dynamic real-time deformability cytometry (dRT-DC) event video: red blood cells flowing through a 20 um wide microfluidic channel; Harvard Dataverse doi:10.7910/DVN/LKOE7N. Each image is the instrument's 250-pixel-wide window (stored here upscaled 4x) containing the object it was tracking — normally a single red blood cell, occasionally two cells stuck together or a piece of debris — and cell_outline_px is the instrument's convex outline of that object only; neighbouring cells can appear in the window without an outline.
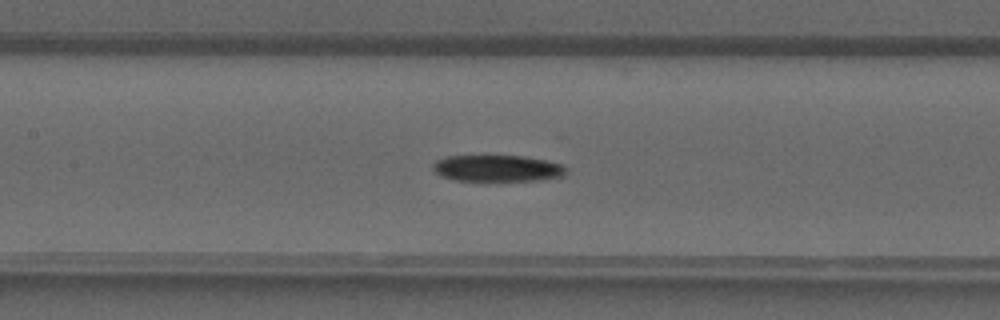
{"species": "common noctule bat (a hibernating species)", "species_latin": "Nyctalus noctula", "temperature_condition": "warm", "stored_images_in_passage": 41, "camera_frame_rate_fps": 3000, "um_per_image_px": 0.085, "animal": {"sex": "male", "forearm_length_mm": 52.5}, "frame": {"image": 1, "passage_image": 18, "time_ms": 5.667, "image_size_px": [1000, 320], "cell_outline_px": [[568, 172], [564, 176], [544, 180], [456, 180], [440, 176], [432, 168], [432, 164], [436, 160], [448, 156], [520, 156], [544, 160], [560, 164], [568, 168]], "centroid_in_image_um": [42.29, 14.31], "position_along_channel_um": 165.1, "area_um2": 20.46}}
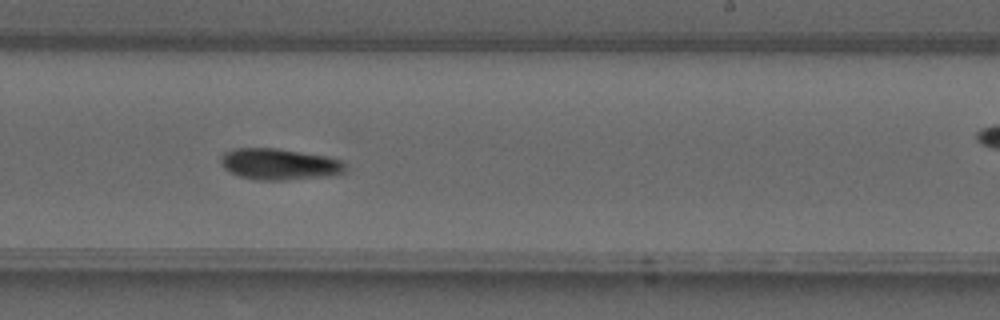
{"frame": {"image": 2, "passage_image": 24, "time_ms": 7.667, "image_size_px": [1000, 320], "cell_outline_px": [[348, 168], [344, 172], [328, 176], [284, 180], [256, 180], [240, 176], [224, 168], [220, 164], [220, 156], [224, 152], [236, 148], [276, 148], [328, 156], [344, 160]], "centroid_in_image_um": [23.77, 13.95], "position_along_channel_um": 265.2, "area_um2": 22.95}}
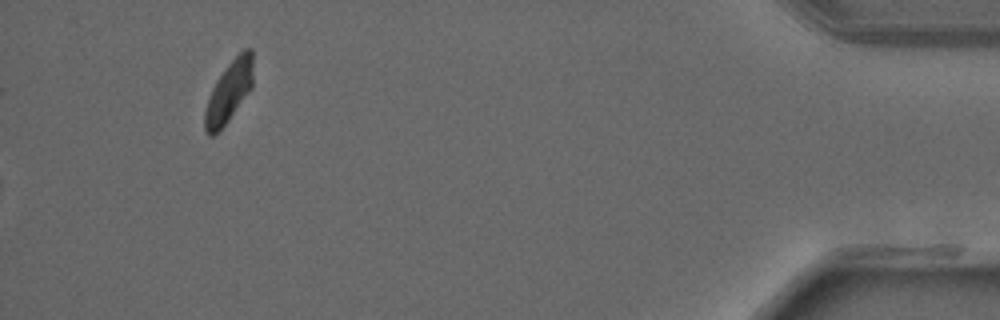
{"frame": {"image": 3, "passage_image": 41, "time_ms": 13.333, "image_size_px": [1000, 320], "cell_outline_px": [[252, 88], [228, 120], [212, 136], [208, 136], [204, 132], [204, 112], [212, 88], [216, 80], [224, 68], [244, 48], [252, 48]], "centroid_in_image_um": [19.44, 7.79], "position_along_channel_um": 415.8, "area_um2": 16.99}}